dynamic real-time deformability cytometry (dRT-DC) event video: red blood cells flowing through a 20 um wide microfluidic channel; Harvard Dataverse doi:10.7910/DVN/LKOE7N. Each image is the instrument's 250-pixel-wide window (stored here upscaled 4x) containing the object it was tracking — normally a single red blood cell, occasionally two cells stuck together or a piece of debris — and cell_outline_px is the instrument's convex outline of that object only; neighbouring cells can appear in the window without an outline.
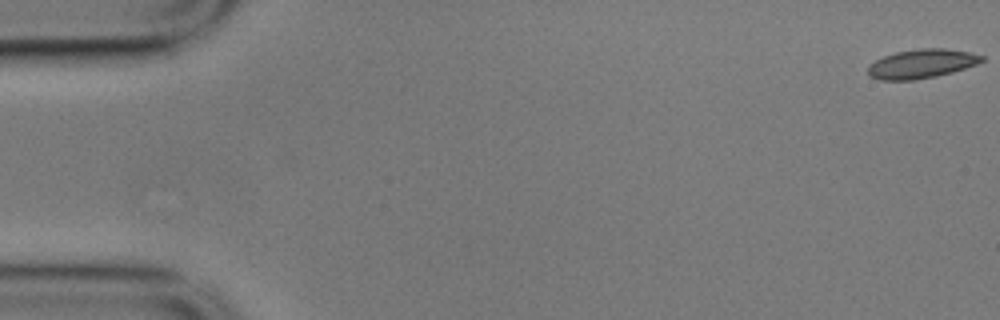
{"species": "common noctule bat (a hibernating species)", "species_latin": "Nyctalus noctula", "temperature_condition": "cold", "stored_images_in_passage": 58, "camera_frame_rate_fps": 3000, "um_per_image_px": 0.085, "animal": {"sex": "male", "body_mass_g": 17.9}, "frame": {"image": 1, "passage_image": 1, "time_ms": 0.0, "image_size_px": [1000, 320], "cell_outline_px": [[984, 60], [976, 64], [952, 72], [936, 76], [912, 80], [880, 80], [868, 76], [868, 68], [876, 60], [884, 56], [896, 52], [920, 48], [944, 48], [968, 52], [984, 56]], "centroid_in_image_um": [78.33, 5.42], "position_along_channel_um": 6.7, "area_um2": 19.07}}
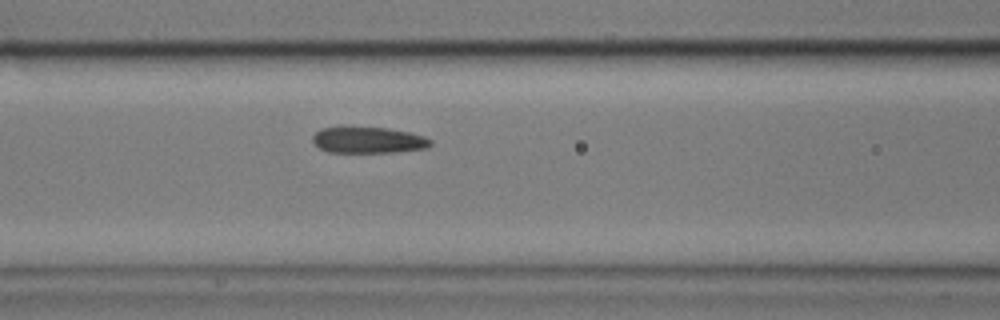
{"frame": {"image": 2, "passage_image": 24, "time_ms": 7.667, "image_size_px": [1000, 320], "cell_outline_px": [[432, 144], [428, 148], [396, 152], [328, 152], [320, 148], [312, 140], [312, 136], [320, 128], [344, 124], [388, 128], [408, 132], [424, 136], [432, 140]], "centroid_in_image_um": [31.26, 11.86], "position_along_channel_um": 135.3, "area_um2": 18.79}}
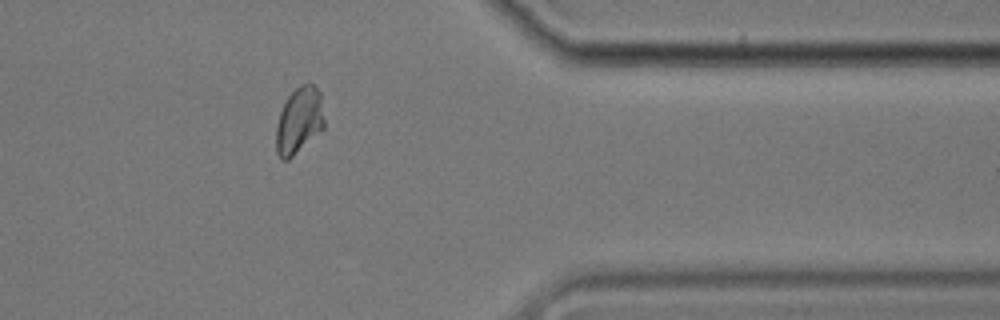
{"frame": {"image": 3, "passage_image": 47, "time_ms": 15.333, "image_size_px": [1000, 320], "cell_outline_px": [[324, 128], [288, 160], [280, 160], [276, 152], [276, 128], [280, 112], [284, 100], [300, 84], [312, 84], [320, 92], [324, 120]], "centroid_in_image_um": [25.4, 10.25], "position_along_channel_um": 386.0, "area_um2": 18.61}, "authors_computed_cell_mechanics": {"area_um2": 18.9295, "velocity_mm_per_s": 3.487, "shape_relaxation_time_tau1_ms": 8.3754, "shape_relaxation_time_tau2_ms": 2.0336, "deformation_change_tau1": 0.1959, "deformation_change_tau2": 0.0626}}